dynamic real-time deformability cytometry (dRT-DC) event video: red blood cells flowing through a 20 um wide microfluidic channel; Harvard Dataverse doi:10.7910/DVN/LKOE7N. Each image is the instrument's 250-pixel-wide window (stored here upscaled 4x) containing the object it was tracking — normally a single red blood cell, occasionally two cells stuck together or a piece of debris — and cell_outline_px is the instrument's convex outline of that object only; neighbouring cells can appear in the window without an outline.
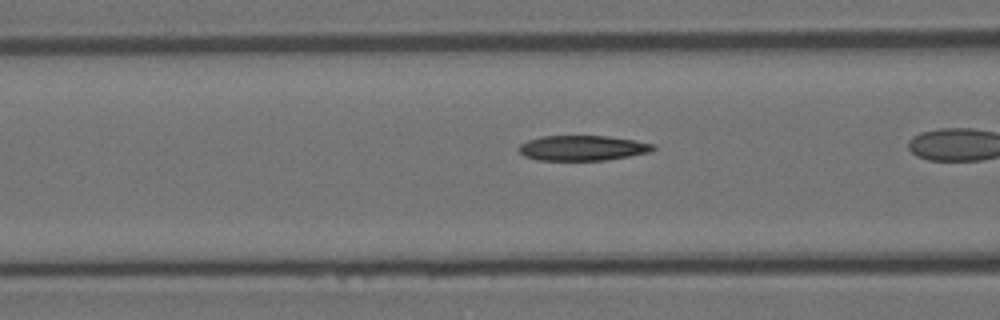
{"species": "Egyptian fruit bat (a non-hibernating species)", "species_latin": "Rousettus aegyptiacus", "temperature_condition": "room temperature", "stored_images_in_passage": 40, "camera_frame_rate_fps": 3000, "um_per_image_px": 0.085, "animal": {"sex": "female"}, "frame": {"image": 1, "passage_image": 19, "time_ms": 6.0, "image_size_px": [1000, 320], "cell_outline_px": [[656, 148], [652, 152], [608, 160], [536, 160], [524, 156], [516, 148], [520, 144], [528, 140], [540, 136], [608, 136], [656, 144]], "centroid_in_image_um": [49.52, 12.58], "position_along_channel_um": 117.1, "area_um2": 19.88}}
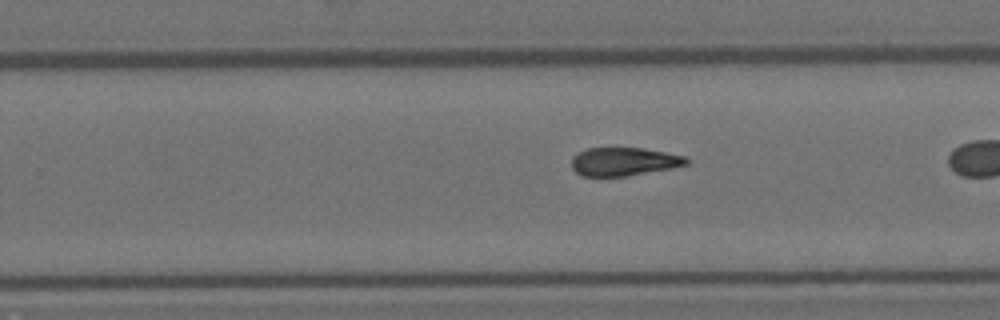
{"frame": {"image": 2, "passage_image": 32, "time_ms": 10.333, "image_size_px": [1000, 320], "cell_outline_px": [[692, 160], [688, 164], [672, 168], [624, 176], [580, 176], [572, 168], [572, 156], [588, 148], [644, 148], [684, 156]], "centroid_in_image_um": [53.04, 13.73], "position_along_channel_um": 276.8, "area_um2": 18.9}}
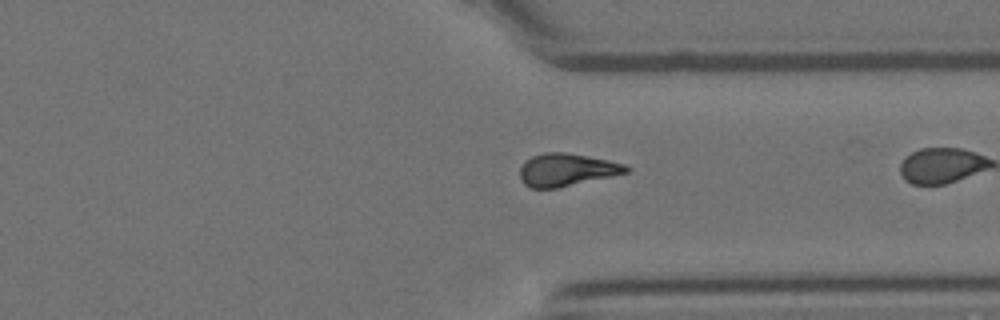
{"frame": {"image": 3, "passage_image": 39, "time_ms": 12.667, "image_size_px": [1000, 320], "cell_outline_px": [[632, 168], [628, 172], [612, 176], [556, 188], [532, 188], [524, 184], [520, 180], [520, 168], [524, 160], [532, 156], [544, 152], [564, 152], [608, 160], [624, 164]], "centroid_in_image_um": [48.14, 14.43], "position_along_channel_um": 363.3, "area_um2": 20.17}}